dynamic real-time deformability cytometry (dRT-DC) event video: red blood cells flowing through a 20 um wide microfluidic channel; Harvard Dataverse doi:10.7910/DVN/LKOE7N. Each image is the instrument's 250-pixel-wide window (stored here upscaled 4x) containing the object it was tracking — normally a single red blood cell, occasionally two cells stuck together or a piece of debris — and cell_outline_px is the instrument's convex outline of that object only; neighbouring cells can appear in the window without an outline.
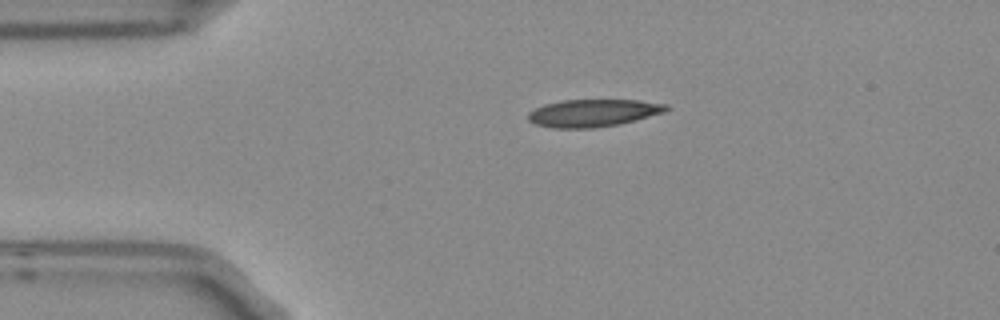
{"species": "Egyptian fruit bat (a non-hibernating species)", "species_latin": "Rousettus aegyptiacus", "temperature_condition": "room temperature", "stored_images_in_passage": 4, "camera_frame_rate_fps": 3000, "um_per_image_px": 0.085, "frame": {"image": 1, "passage_image": 1, "time_ms": 0.0, "image_size_px": [1000, 320], "cell_outline_px": [[668, 108], [664, 112], [636, 120], [620, 124], [592, 128], [552, 128], [536, 124], [528, 120], [528, 112], [544, 104], [564, 100], [636, 100], [668, 104]], "centroid_in_image_um": [50.4, 9.6], "position_along_channel_um": 34.6, "area_um2": 22.02}}
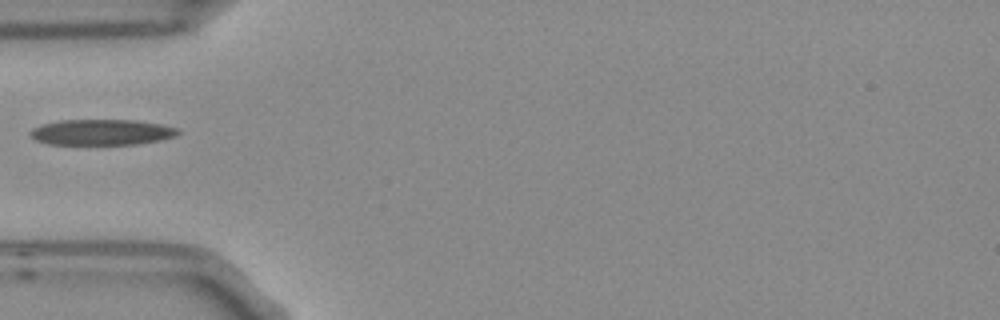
{"frame": {"image": 2, "passage_image": 2, "time_ms": 0.333, "image_size_px": [1000, 320], "cell_outline_px": [[180, 132], [176, 136], [160, 140], [136, 144], [48, 144], [36, 140], [28, 132], [32, 128], [40, 124], [60, 120], [136, 120], [160, 124], [180, 128]], "centroid_in_image_um": [8.64, 11.23], "position_along_channel_um": 76.4, "area_um2": 22.25}}